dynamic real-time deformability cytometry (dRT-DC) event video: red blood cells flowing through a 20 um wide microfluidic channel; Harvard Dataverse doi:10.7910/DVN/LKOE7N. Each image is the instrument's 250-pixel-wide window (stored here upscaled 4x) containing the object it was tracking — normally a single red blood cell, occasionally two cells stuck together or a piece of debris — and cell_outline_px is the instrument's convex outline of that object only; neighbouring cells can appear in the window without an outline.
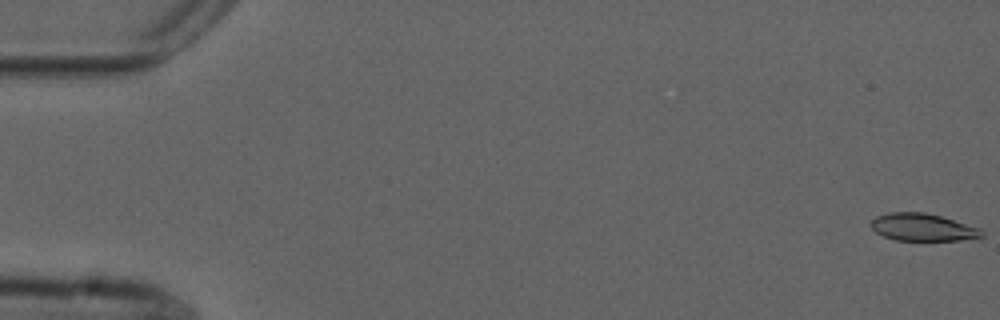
{"species": "common noctule bat (a hibernating species)", "species_latin": "Nyctalus noctula", "temperature_condition": "cold", "stored_images_in_passage": 9, "camera_frame_rate_fps": 3000, "um_per_image_px": 0.085, "animal": {"sex": "male", "forearm_length_mm": 52.5}, "frame": {"image": 1, "passage_image": 1, "time_ms": 0.0, "image_size_px": [1000, 320], "cell_outline_px": [[984, 236], [960, 240], [896, 240], [884, 236], [876, 232], [868, 224], [876, 216], [888, 212], [924, 212], [940, 216], [980, 228], [984, 232]], "centroid_in_image_um": [78.4, 19.31], "position_along_channel_um": 6.6, "area_um2": 17.63}}